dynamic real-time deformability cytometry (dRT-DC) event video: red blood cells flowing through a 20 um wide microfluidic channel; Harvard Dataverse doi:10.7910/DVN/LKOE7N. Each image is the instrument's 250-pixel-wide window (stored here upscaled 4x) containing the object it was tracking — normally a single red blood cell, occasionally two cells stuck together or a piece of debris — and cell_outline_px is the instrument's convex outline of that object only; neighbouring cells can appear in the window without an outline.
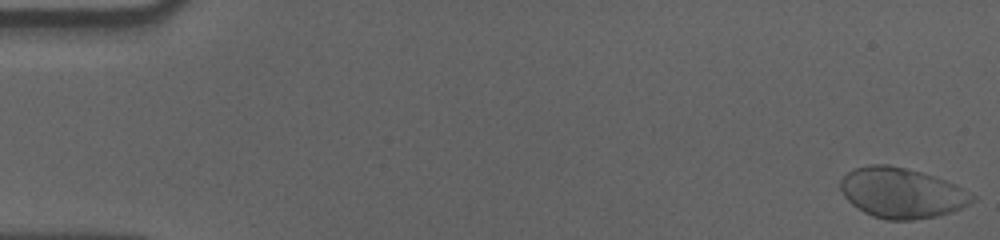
{"species": "human", "species_latin": "Homo sapiens", "temperature_condition": "cold", "stored_images_in_passage": 58, "camera_frame_rate_fps": 3000, "um_per_image_px": 0.085, "donor": {"sex": "male"}, "frame": {"image": 1, "passage_image": 1, "time_ms": 0.0, "image_size_px": [1000, 240], "cell_outline_px": [[976, 200], [952, 212], [936, 216], [912, 220], [888, 220], [872, 216], [864, 212], [852, 204], [844, 196], [840, 188], [840, 180], [848, 172], [856, 168], [868, 164], [888, 164], [908, 168], [956, 184], [976, 196]], "centroid_in_image_um": [76.64, 16.39], "position_along_channel_um": 8.4, "area_um2": 38.55}}
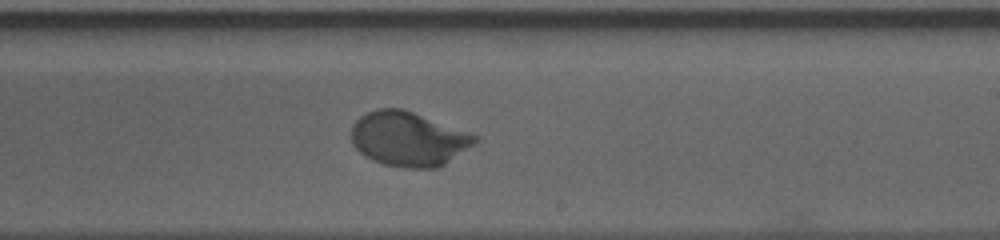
{"frame": {"image": 2, "passage_image": 35, "time_ms": 11.333, "image_size_px": [1000, 240], "cell_outline_px": [[480, 140], [476, 144], [444, 164], [436, 168], [404, 168], [384, 164], [372, 160], [364, 156], [352, 144], [352, 124], [360, 116], [376, 108], [404, 108], [480, 136]], "centroid_in_image_um": [34.74, 11.8], "position_along_channel_um": 254.3, "area_um2": 39.59}}
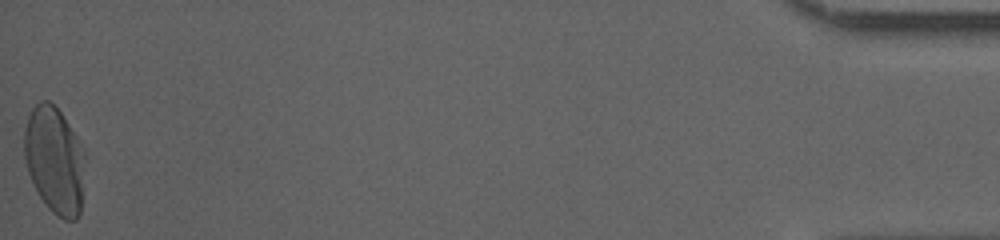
{"frame": {"image": 3, "passage_image": 58, "time_ms": 19.0, "image_size_px": [1000, 240], "cell_outline_px": [[84, 160], [80, 212], [76, 220], [64, 220], [56, 216], [48, 208], [40, 196], [28, 172], [24, 156], [24, 128], [28, 116], [32, 108], [40, 100], [48, 100], [60, 112], [76, 136], [84, 156]], "centroid_in_image_um": [4.61, 13.62], "position_along_channel_um": 430.6, "area_um2": 37.4}, "authors_computed_cell_mechanics": {"area_um2": 37.9168, "velocity_mm_per_s": 3.5267, "shape_relaxation_time_tau1_ms": 2.8452, "shape_relaxation_time_tau2_ms": null, "deformation_change_tau1": 0.1728, "deformation_change_tau2": null}}